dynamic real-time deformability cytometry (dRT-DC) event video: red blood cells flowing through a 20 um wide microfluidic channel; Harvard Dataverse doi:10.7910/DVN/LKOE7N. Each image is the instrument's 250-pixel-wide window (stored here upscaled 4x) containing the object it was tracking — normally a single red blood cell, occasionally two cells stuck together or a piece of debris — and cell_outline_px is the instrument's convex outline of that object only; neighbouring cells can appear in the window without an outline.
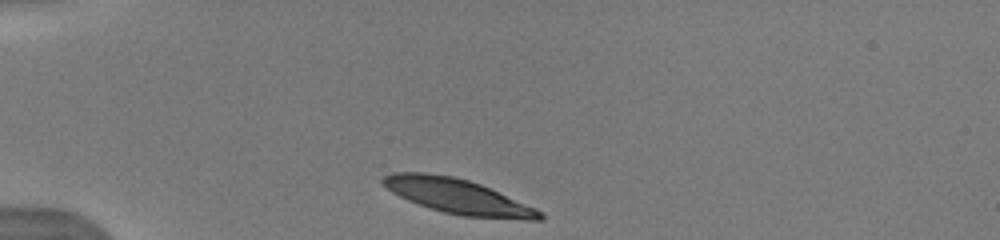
{"species": "human", "species_latin": "Homo sapiens", "temperature_condition": "warm", "stored_images_in_passage": 2, "camera_frame_rate_fps": 3000, "um_per_image_px": 0.085, "donor": {"sex": "male"}, "frame": {"image": 1, "passage_image": 1, "time_ms": 0.0, "image_size_px": [1000, 240], "cell_outline_px": [[544, 216], [540, 220], [528, 220], [464, 216], [444, 212], [408, 200], [392, 192], [380, 180], [384, 176], [392, 172], [424, 172], [452, 176], [468, 180], [480, 184], [536, 208], [544, 212]], "centroid_in_image_um": [38.94, 16.69], "position_along_channel_um": 46.1, "area_um2": 31.5}}